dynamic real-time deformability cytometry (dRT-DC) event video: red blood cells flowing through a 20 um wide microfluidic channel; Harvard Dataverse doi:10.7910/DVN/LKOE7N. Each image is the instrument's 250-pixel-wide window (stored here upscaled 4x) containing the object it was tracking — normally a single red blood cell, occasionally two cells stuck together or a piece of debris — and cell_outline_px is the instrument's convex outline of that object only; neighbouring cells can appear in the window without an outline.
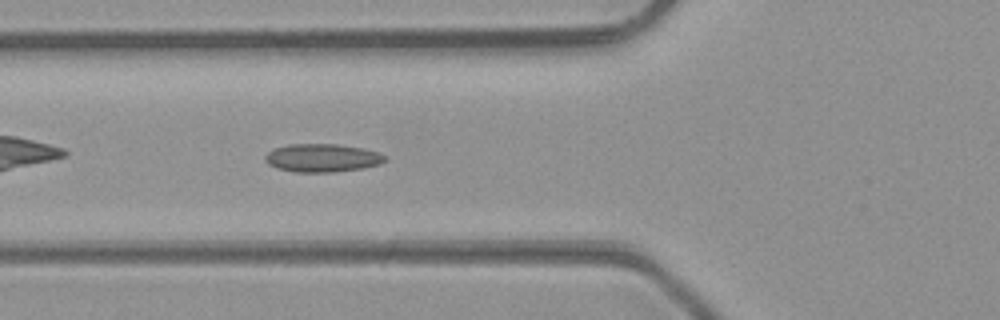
{"species": "common noctule bat (a hibernating species)", "species_latin": "Nyctalus noctula", "temperature_condition": "room temperature", "stored_images_in_passage": 34, "camera_frame_rate_fps": 3000, "um_per_image_px": 0.085, "animal": {"sex": "male", "body_mass_g": 23.1, "forearm_length_mm": 52.7}, "frame": {"image": 1, "passage_image": 4, "time_ms": 1.0, "image_size_px": [1000, 320], "cell_outline_px": [[388, 160], [380, 164], [364, 168], [332, 172], [296, 172], [276, 168], [268, 164], [264, 160], [264, 156], [272, 148], [288, 144], [336, 144], [364, 148], [380, 152], [388, 156]], "centroid_in_image_um": [27.42, 13.42], "position_along_channel_um": 98.4, "area_um2": 20.06}}
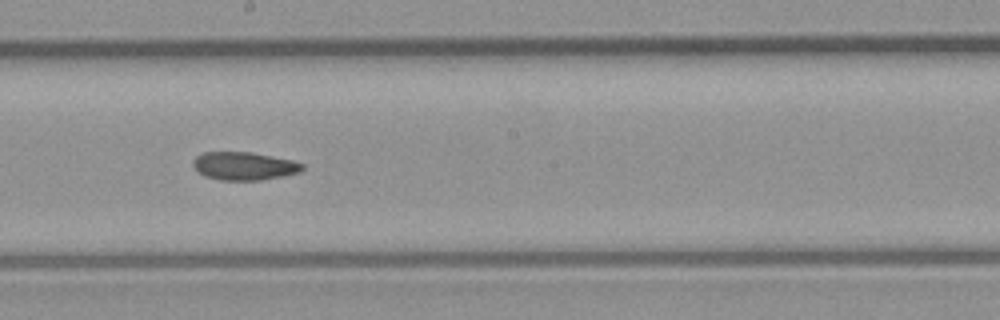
{"frame": {"image": 2, "passage_image": 13, "time_ms": 4.0, "image_size_px": [1000, 320], "cell_outline_px": [[304, 168], [300, 172], [260, 180], [220, 180], [204, 176], [196, 172], [192, 164], [192, 160], [196, 156], [204, 152], [252, 152], [292, 160], [304, 164]], "centroid_in_image_um": [20.7, 14.11], "position_along_channel_um": 227.5, "area_um2": 17.98}}
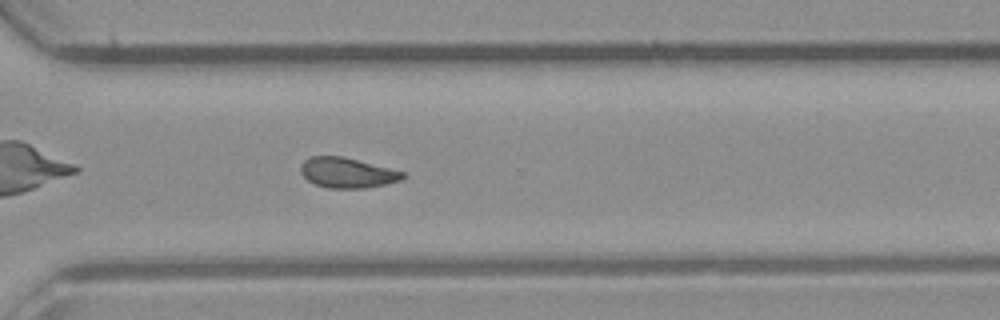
{"frame": {"image": 3, "passage_image": 21, "time_ms": 6.667, "image_size_px": [1000, 320], "cell_outline_px": [[408, 176], [400, 180], [384, 184], [364, 188], [328, 188], [316, 184], [308, 180], [300, 172], [300, 168], [304, 160], [312, 156], [340, 156], [404, 172]], "centroid_in_image_um": [29.5, 14.69], "position_along_channel_um": 341.1, "area_um2": 17.63}, "authors_computed_cell_mechanics": {"area_um2": 18.3515, "velocity_mm_per_s": 4.2732, "shape_relaxation_time_tau1_ms": null, "shape_relaxation_time_tau2_ms": 5.356, "deformation_change_tau1": null, "deformation_change_tau2": 0.0956}}